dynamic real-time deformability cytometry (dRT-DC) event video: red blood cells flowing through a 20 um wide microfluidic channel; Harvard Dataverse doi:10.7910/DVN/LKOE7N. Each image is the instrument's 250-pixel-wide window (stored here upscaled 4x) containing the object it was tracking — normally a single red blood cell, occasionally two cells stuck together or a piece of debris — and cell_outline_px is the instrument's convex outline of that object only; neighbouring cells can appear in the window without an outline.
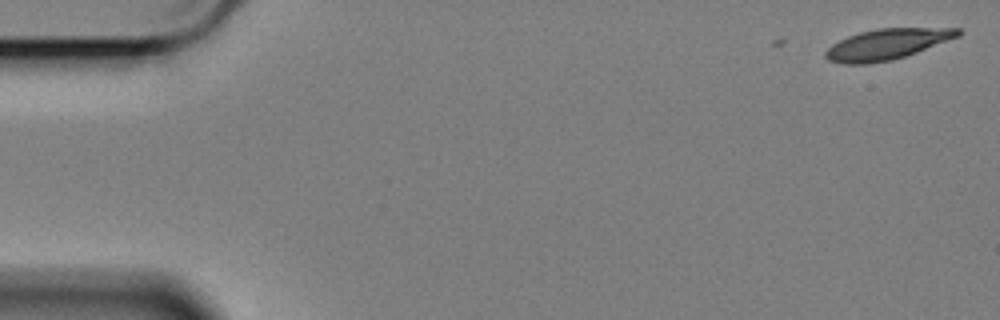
{"species": "Egyptian fruit bat (a non-hibernating species)", "species_latin": "Rousettus aegyptiacus", "temperature_condition": "cold", "stored_images_in_passage": 3, "camera_frame_rate_fps": 3000, "um_per_image_px": 0.085, "animal": {"sex": "female"}, "frame": {"image": 1, "passage_image": 3, "time_ms": 0.667, "image_size_px": [1000, 320], "cell_outline_px": [[960, 36], [916, 52], [892, 60], [864, 64], [844, 64], [828, 60], [824, 56], [824, 52], [832, 44], [848, 36], [860, 32], [876, 28], [960, 28]], "centroid_in_image_um": [75.36, 3.76], "position_along_channel_um": 9.6, "area_um2": 23.52}}